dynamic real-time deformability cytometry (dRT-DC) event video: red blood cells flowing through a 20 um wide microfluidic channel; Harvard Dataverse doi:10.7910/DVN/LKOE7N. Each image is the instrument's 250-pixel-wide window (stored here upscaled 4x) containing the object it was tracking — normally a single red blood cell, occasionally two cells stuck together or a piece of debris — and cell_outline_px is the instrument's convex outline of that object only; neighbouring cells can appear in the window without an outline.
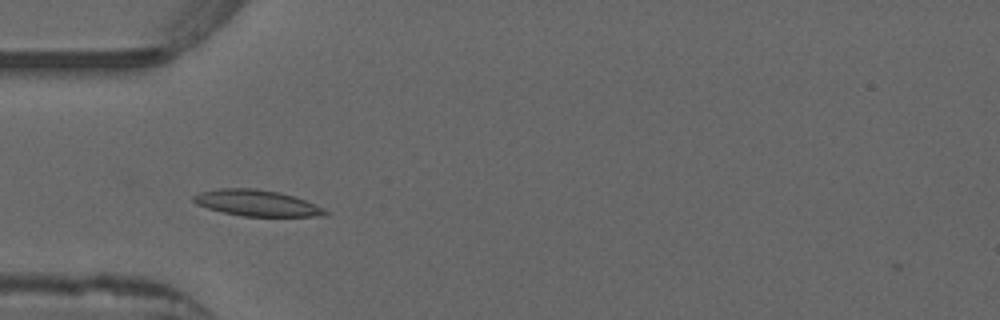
{"species": "common noctule bat (a hibernating species)", "species_latin": "Nyctalus noctula", "temperature_condition": "warm", "stored_images_in_passage": 37, "camera_frame_rate_fps": 3000, "um_per_image_px": 0.085, "animal": {"sex": "male", "forearm_length_mm": 52.5}, "frame": {"image": 1, "passage_image": 1, "time_ms": 0.0, "image_size_px": [1000, 320], "cell_outline_px": [[328, 216], [240, 216], [208, 208], [196, 204], [192, 200], [192, 196], [200, 192], [220, 188], [256, 188], [280, 192], [304, 200], [324, 208], [328, 212]], "centroid_in_image_um": [21.82, 17.25], "position_along_channel_um": 63.2, "area_um2": 20.0}}
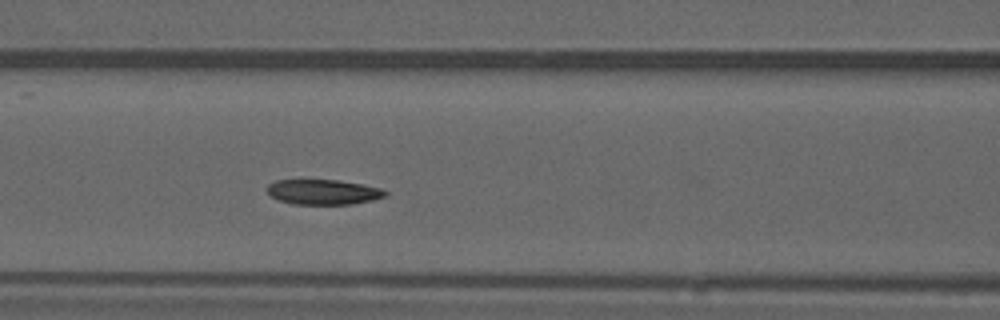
{"frame": {"image": 2, "passage_image": 7, "time_ms": 2.0, "image_size_px": [1000, 320], "cell_outline_px": [[388, 192], [384, 196], [372, 200], [352, 204], [292, 204], [280, 200], [272, 196], [264, 188], [268, 184], [276, 180], [336, 180], [364, 184], [380, 188]], "centroid_in_image_um": [27.45, 16.31], "position_along_channel_um": 139.1, "area_um2": 17.22}}
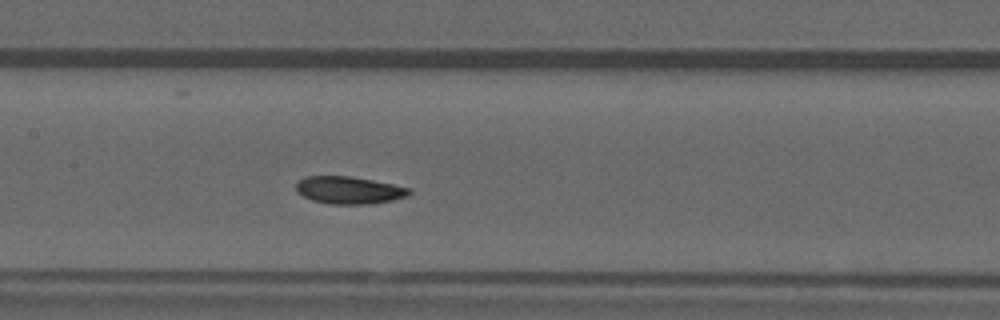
{"frame": {"image": 3, "passage_image": 10, "time_ms": 3.0, "image_size_px": [1000, 320], "cell_outline_px": [[412, 192], [408, 196], [392, 200], [372, 204], [332, 204], [312, 200], [296, 192], [296, 180], [304, 176], [352, 176], [412, 188]], "centroid_in_image_um": [29.66, 16.16], "position_along_channel_um": 177.7, "area_um2": 18.26}, "authors_computed_cell_mechanics": {"area_um2": 17.8602, "velocity_mm_per_s": 3.8744, "shape_relaxation_time_tau1_ms": 3.9473, "shape_relaxation_time_tau2_ms": 5.1712, "deformation_change_tau1": 0.125, "deformation_change_tau2": 0.1199}}